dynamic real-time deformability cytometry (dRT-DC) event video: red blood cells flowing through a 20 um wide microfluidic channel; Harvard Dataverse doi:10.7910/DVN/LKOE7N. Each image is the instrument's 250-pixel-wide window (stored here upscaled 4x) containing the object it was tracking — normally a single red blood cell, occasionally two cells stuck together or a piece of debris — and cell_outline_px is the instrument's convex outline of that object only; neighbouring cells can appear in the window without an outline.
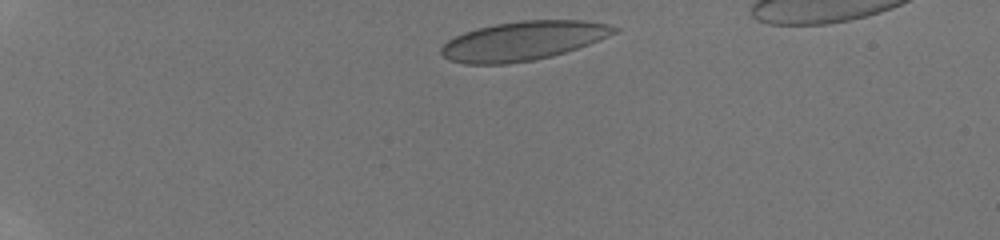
{"species": "human", "species_latin": "Homo sapiens", "temperature_condition": "room temperature", "stored_images_in_passage": 31, "camera_frame_rate_fps": 3000, "um_per_image_px": 0.085, "donor": {"sex": "male"}, "frame": {"image": 1, "passage_image": 2, "time_ms": 0.667, "image_size_px": [1000, 240], "cell_outline_px": [[620, 28], [616, 32], [608, 36], [588, 44], [552, 56], [532, 60], [508, 64], [464, 64], [448, 60], [440, 52], [440, 48], [448, 40], [464, 32], [476, 28], [496, 24], [520, 20], [588, 20], [608, 24]], "centroid_in_image_um": [44.45, 3.47], "position_along_channel_um": 40.6, "area_um2": 39.36}}
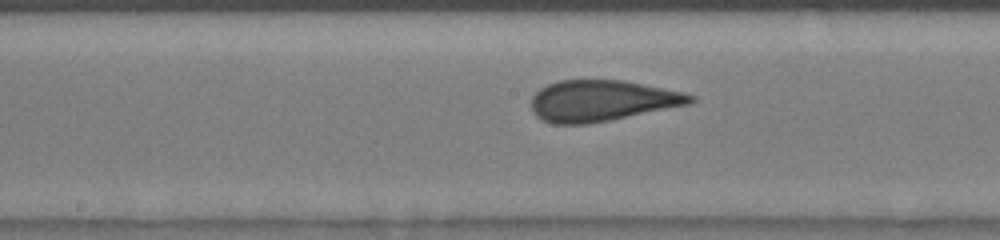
{"frame": {"image": 2, "passage_image": 13, "time_ms": 6.333, "image_size_px": [1000, 240], "cell_outline_px": [[696, 100], [692, 104], [608, 120], [584, 124], [556, 124], [544, 120], [536, 116], [532, 108], [532, 96], [540, 88], [548, 84], [560, 80], [624, 80], [684, 92], [696, 96]], "centroid_in_image_um": [51.2, 8.55], "position_along_channel_um": 197.0, "area_um2": 37.97}}
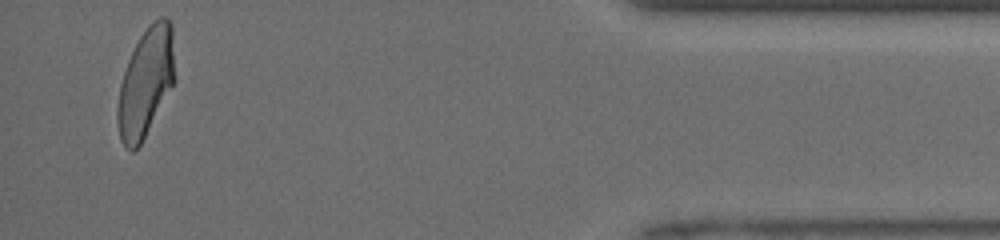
{"frame": {"image": 3, "passage_image": 30, "time_ms": 13.0, "image_size_px": [1000, 240], "cell_outline_px": [[176, 80], [140, 144], [132, 152], [120, 140], [116, 120], [116, 108], [120, 84], [128, 60], [140, 36], [148, 24], [160, 16], [168, 16], [172, 24]], "centroid_in_image_um": [12.4, 6.96], "position_along_channel_um": 422.8, "area_um2": 36.53}, "authors_computed_cell_mechanics": {"area_um2": 37.9168, "velocity_mm_per_s": 4.127, "shape_relaxation_time_tau1_ms": 6.777, "shape_relaxation_time_tau2_ms": null, "deformation_change_tau1": 0.1995, "deformation_change_tau2": null}}